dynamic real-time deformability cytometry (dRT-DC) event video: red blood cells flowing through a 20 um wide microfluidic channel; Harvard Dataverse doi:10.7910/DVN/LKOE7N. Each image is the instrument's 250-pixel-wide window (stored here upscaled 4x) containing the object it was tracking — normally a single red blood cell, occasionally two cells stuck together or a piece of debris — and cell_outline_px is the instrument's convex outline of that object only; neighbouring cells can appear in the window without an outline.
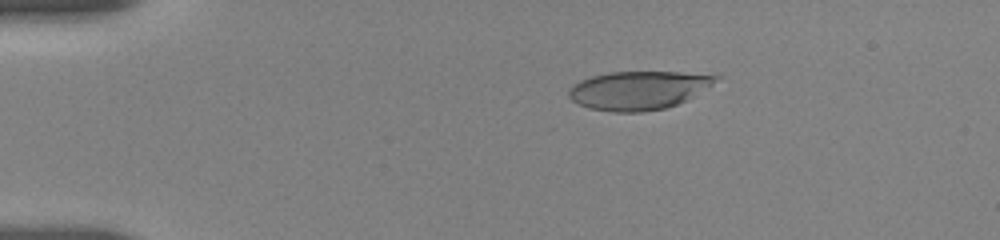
{"species": "human", "species_latin": "Homo sapiens", "temperature_condition": "room temperature", "stored_images_in_passage": 3, "camera_frame_rate_fps": 3000, "um_per_image_px": 0.085, "donor": {"sex": "female"}, "frame": {"image": 1, "passage_image": 1, "time_ms": 0.0, "image_size_px": [1000, 240], "cell_outline_px": [[720, 76], [712, 84], [684, 100], [676, 104], [664, 108], [644, 112], [612, 112], [588, 108], [572, 100], [568, 96], [568, 88], [580, 80], [592, 76], [608, 72], [676, 72]], "centroid_in_image_um": [54.18, 7.68], "position_along_channel_um": 30.8, "area_um2": 32.54}}